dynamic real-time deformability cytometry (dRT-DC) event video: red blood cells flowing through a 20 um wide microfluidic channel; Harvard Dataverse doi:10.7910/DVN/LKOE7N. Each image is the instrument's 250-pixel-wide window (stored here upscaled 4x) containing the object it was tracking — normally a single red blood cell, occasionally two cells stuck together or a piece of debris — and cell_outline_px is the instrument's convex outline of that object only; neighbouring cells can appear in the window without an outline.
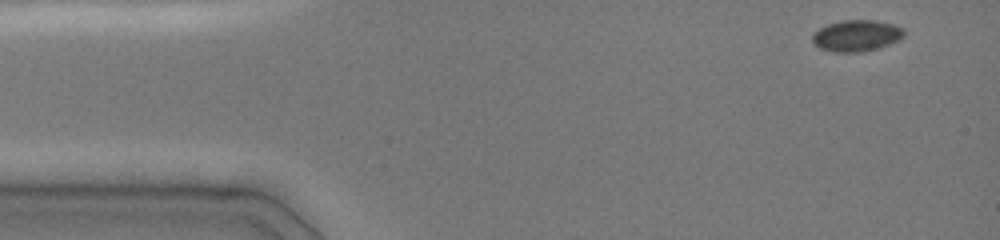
{"species": "common noctule bat (a hibernating species)", "species_latin": "Nyctalus noctula", "temperature_condition": "cold", "stored_images_in_passage": 44, "camera_frame_rate_fps": 3000, "um_per_image_px": 0.085, "animal": {"sex": "female", "body_mass_g": 19.0, "forearm_length_mm": 51.5}, "frame": {"image": 1, "passage_image": 1, "time_ms": 0.0, "image_size_px": [1000, 240], "cell_outline_px": [[904, 36], [900, 40], [876, 48], [860, 52], [836, 52], [820, 48], [812, 40], [812, 32], [828, 24], [844, 20], [876, 20], [892, 24], [904, 28]], "centroid_in_image_um": [72.81, 3.02], "position_along_channel_um": 12.2, "area_um2": 16.65}}
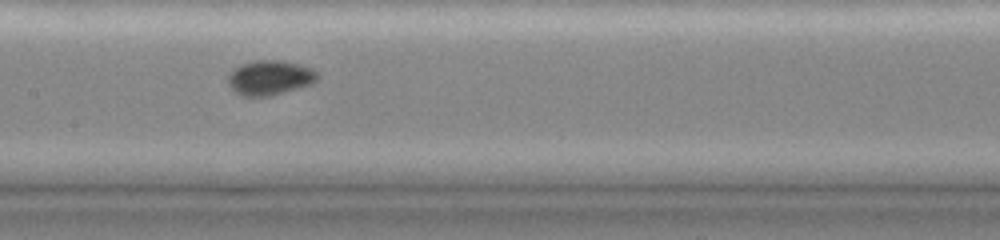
{"frame": {"image": 2, "passage_image": 21, "time_ms": 6.667, "image_size_px": [1000, 240], "cell_outline_px": [[320, 76], [312, 84], [268, 96], [240, 96], [228, 84], [228, 76], [240, 64], [256, 60], [284, 60], [312, 68]], "centroid_in_image_um": [22.95, 6.59], "position_along_channel_um": 184.5, "area_um2": 17.98}}
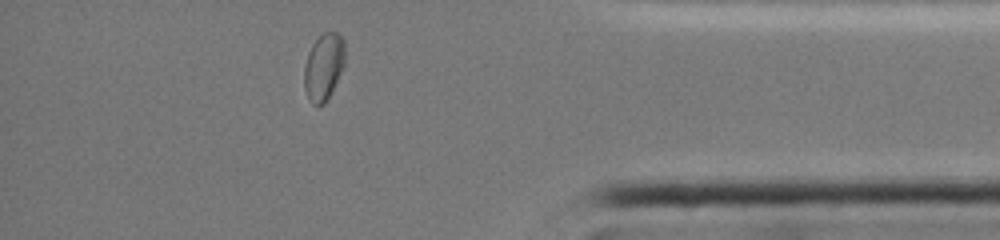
{"frame": {"image": 3, "passage_image": 39, "time_ms": 12.667, "image_size_px": [1000, 240], "cell_outline_px": [[344, 64], [332, 92], [324, 104], [312, 104], [304, 88], [304, 68], [308, 52], [312, 44], [324, 32], [336, 32], [344, 40]], "centroid_in_image_um": [27.51, 5.67], "position_along_channel_um": 407.7, "area_um2": 15.72}}